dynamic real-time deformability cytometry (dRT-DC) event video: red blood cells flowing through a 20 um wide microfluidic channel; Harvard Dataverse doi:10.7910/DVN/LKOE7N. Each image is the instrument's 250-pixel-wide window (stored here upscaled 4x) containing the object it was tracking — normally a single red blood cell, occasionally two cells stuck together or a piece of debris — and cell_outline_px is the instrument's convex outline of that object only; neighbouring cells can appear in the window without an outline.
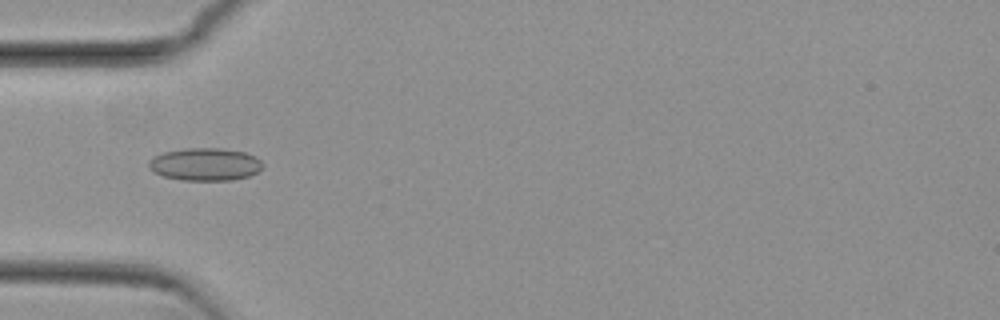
{"species": "common noctule bat (a hibernating species)", "species_latin": "Nyctalus noctula", "temperature_condition": "cold", "stored_images_in_passage": 40, "camera_frame_rate_fps": 3000, "um_per_image_px": 0.085, "animal": {"sex": "female", "body_mass_g": 29.2, "forearm_length_mm": 56.3}, "frame": {"image": 1, "passage_image": 4, "time_ms": 1.0, "image_size_px": [1000, 320], "cell_outline_px": [[264, 164], [256, 172], [248, 176], [232, 180], [180, 180], [164, 176], [156, 172], [148, 164], [148, 160], [164, 152], [184, 148], [220, 148], [244, 152], [256, 156]], "centroid_in_image_um": [17.46, 13.96], "position_along_channel_um": 67.5, "area_um2": 21.5}}
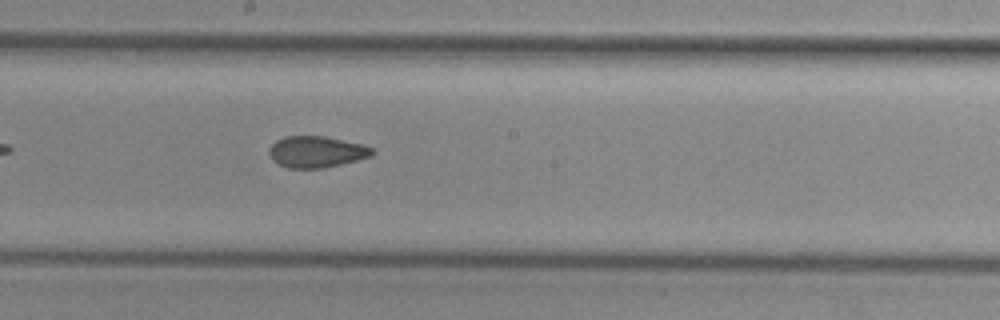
{"frame": {"image": 2, "passage_image": 16, "time_ms": 5.0, "image_size_px": [1000, 320], "cell_outline_px": [[376, 152], [372, 156], [324, 168], [288, 168], [272, 160], [268, 152], [268, 148], [276, 140], [284, 136], [324, 136], [360, 144], [372, 148]], "centroid_in_image_um": [26.87, 12.9], "position_along_channel_um": 221.3, "area_um2": 18.79}}
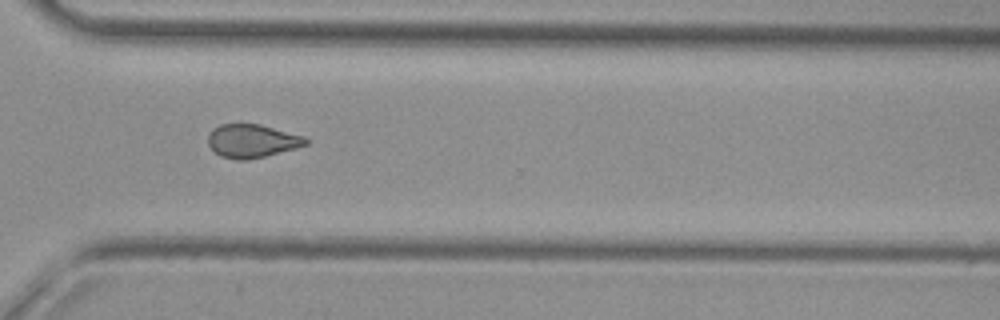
{"frame": {"image": 3, "passage_image": 26, "time_ms": 8.333, "image_size_px": [1000, 320], "cell_outline_px": [[308, 144], [296, 148], [264, 156], [244, 160], [236, 160], [220, 156], [208, 144], [208, 132], [212, 128], [220, 124], [260, 124], [304, 136], [308, 140]], "centroid_in_image_um": [21.4, 11.97], "position_along_channel_um": 349.2, "area_um2": 18.96}, "authors_computed_cell_mechanics": {"area_um2": 19.4497, "velocity_mm_per_s": 3.8363, "shape_relaxation_time_tau1_ms": null, "shape_relaxation_time_tau2_ms": 1.9649, "deformation_change_tau1": null, "deformation_change_tau2": 0.0777}}